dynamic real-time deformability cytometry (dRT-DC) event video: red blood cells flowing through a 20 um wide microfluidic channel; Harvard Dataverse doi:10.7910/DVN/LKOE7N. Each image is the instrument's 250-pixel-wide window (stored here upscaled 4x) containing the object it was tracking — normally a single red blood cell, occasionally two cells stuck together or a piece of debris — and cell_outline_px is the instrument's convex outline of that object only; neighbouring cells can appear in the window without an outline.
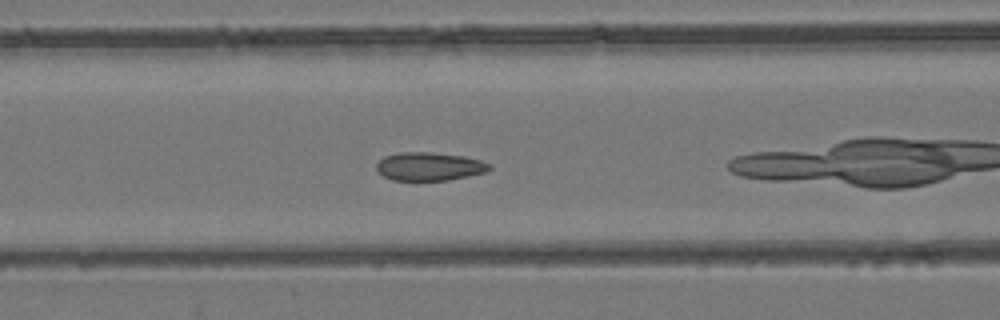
{"species": "common noctule bat (a hibernating species)", "species_latin": "Nyctalus noctula", "temperature_condition": "room temperature", "stored_images_in_passage": 10, "segment_of_instrument_passage": [2, 2], "camera_frame_rate_fps": 3000, "um_per_image_px": 0.085, "animal": {"sex": "female", "body_mass_g": 24.6, "forearm_length_mm": 56.2}, "frame": {"image": 1, "passage_image": 6, "time_ms": 7.0, "image_size_px": [1000, 320], "cell_outline_px": [[492, 168], [488, 172], [448, 180], [392, 180], [384, 176], [376, 168], [376, 164], [384, 156], [400, 152], [428, 152], [464, 156], [480, 160], [492, 164]], "centroid_in_image_um": [36.53, 14.14], "position_along_channel_um": 130.1, "area_um2": 18.67}}